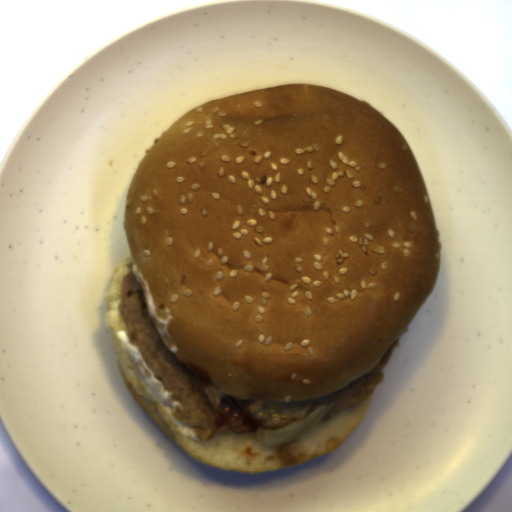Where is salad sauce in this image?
<instances>
[{"label": "salad sauce", "mask_w": 512, "mask_h": 512, "mask_svg": "<svg viewBox=\"0 0 512 512\" xmlns=\"http://www.w3.org/2000/svg\"><path fill=\"white\" fill-rule=\"evenodd\" d=\"M115 333L116 336L124 344L129 354L131 364L134 370L136 371L137 375L139 376L141 382L143 383L144 387L146 388L148 394L151 395L154 399H156L164 407L172 423L176 425V430L190 439L196 441L199 440L196 436V431L194 427H192L189 424L178 422L174 418L172 413L175 411V408H182L180 402L173 400L172 393L166 390L162 381L155 377L153 371L145 362L141 352L129 342L130 337L127 333V330L118 329L117 331H115Z\"/></svg>", "instance_id": "obj_1"}, {"label": "salad sauce", "mask_w": 512, "mask_h": 512, "mask_svg": "<svg viewBox=\"0 0 512 512\" xmlns=\"http://www.w3.org/2000/svg\"><path fill=\"white\" fill-rule=\"evenodd\" d=\"M132 274L143 291L148 314H149L159 336H163V337H167V338L171 339V337L169 335V331H168V326L170 324L172 316H170L168 314L166 319L158 317L154 299H153V295H152V291L149 287L147 280L140 274V272L138 270L132 269Z\"/></svg>", "instance_id": "obj_2"}]
</instances>
